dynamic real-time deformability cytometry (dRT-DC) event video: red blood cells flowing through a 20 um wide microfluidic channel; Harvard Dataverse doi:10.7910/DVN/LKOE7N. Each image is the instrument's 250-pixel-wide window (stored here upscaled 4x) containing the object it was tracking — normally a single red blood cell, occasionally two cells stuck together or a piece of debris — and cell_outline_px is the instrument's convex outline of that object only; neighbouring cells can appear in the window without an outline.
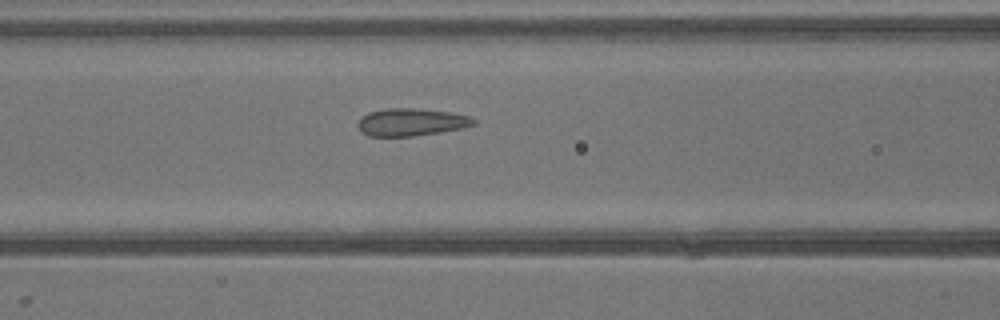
{"species": "common noctule bat (a hibernating species)", "species_latin": "Nyctalus noctula", "temperature_condition": "warm", "stored_images_in_passage": 21, "camera_frame_rate_fps": 3000, "um_per_image_px": 0.085, "animal": {"sex": "male", "body_mass_g": 13.3}, "frame": {"image": 1, "passage_image": 5, "time_ms": 1.333, "image_size_px": [1000, 320], "cell_outline_px": [[476, 124], [464, 128], [440, 132], [412, 136], [368, 136], [360, 132], [356, 124], [368, 112], [384, 108], [416, 108], [452, 112], [468, 116], [476, 120]], "centroid_in_image_um": [34.95, 10.38], "position_along_channel_um": 131.7, "area_um2": 18.73}}
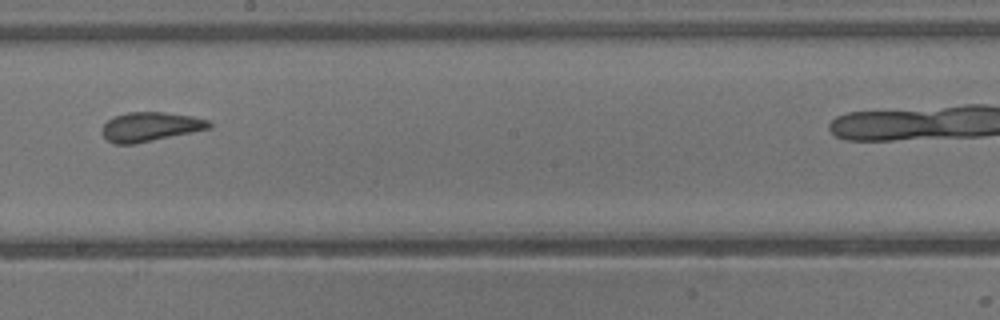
{"frame": {"image": 2, "passage_image": 11, "time_ms": 3.333, "image_size_px": [1000, 320], "cell_outline_px": [[212, 128], [132, 144], [116, 144], [108, 140], [104, 136], [104, 124], [112, 116], [128, 112], [164, 112], [192, 116], [208, 120], [212, 124]], "centroid_in_image_um": [12.8, 10.76], "position_along_channel_um": 235.4, "area_um2": 17.98}}
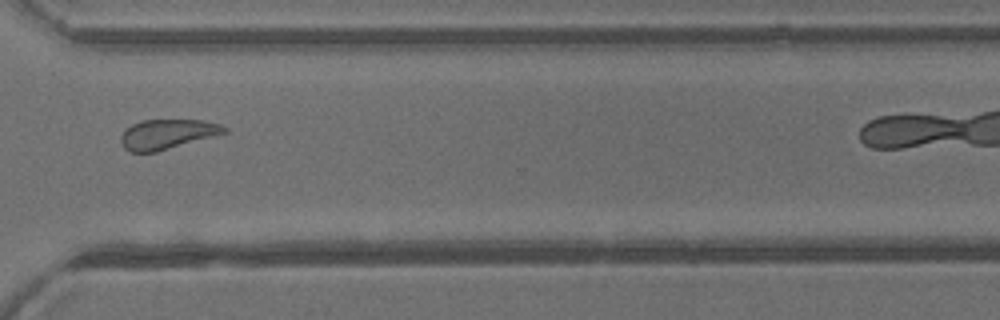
{"frame": {"image": 3, "passage_image": 18, "time_ms": 5.667, "image_size_px": [1000, 320], "cell_outline_px": [[228, 132], [156, 152], [128, 152], [120, 144], [120, 136], [132, 124], [140, 120], [204, 120], [220, 124], [228, 128]], "centroid_in_image_um": [14.2, 11.4], "position_along_channel_um": 356.4, "area_um2": 17.98}}